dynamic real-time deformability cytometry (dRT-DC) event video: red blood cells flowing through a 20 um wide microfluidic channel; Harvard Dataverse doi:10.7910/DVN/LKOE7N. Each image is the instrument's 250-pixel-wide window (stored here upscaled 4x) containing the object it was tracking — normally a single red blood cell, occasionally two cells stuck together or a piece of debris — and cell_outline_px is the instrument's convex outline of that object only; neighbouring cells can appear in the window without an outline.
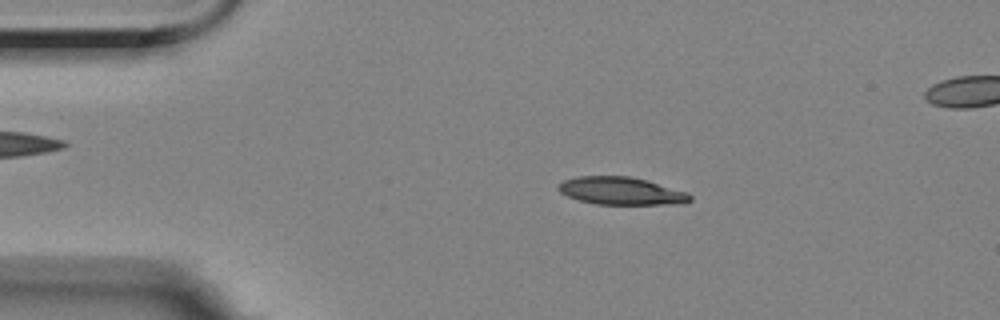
{"species": "Egyptian fruit bat (a non-hibernating species)", "species_latin": "Rousettus aegyptiacus", "temperature_condition": "room temperature", "stored_images_in_passage": 56, "camera_frame_rate_fps": 3000, "um_per_image_px": 0.085, "animal": {"sex": "female"}, "frame": {"image": 1, "passage_image": 10, "time_ms": 3.0, "image_size_px": [1000, 320], "cell_outline_px": [[692, 200], [684, 204], [596, 204], [580, 200], [568, 196], [560, 192], [556, 188], [564, 180], [576, 176], [628, 176], [648, 180], [688, 192], [692, 196]], "centroid_in_image_um": [52.84, 16.23], "position_along_channel_um": 32.2, "area_um2": 21.33}}
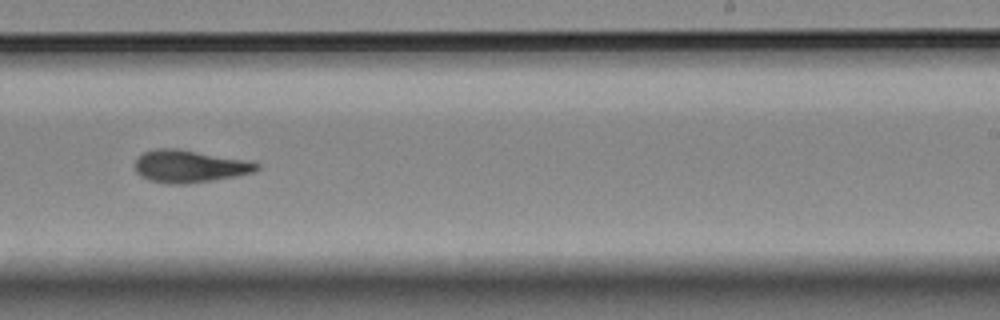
{"frame": {"image": 2, "passage_image": 34, "time_ms": 11.0, "image_size_px": [1000, 320], "cell_outline_px": [[260, 168], [252, 172], [236, 176], [212, 180], [184, 184], [168, 184], [148, 180], [140, 176], [136, 172], [136, 160], [144, 152], [156, 148], [176, 148], [252, 160], [260, 164]], "centroid_in_image_um": [16.14, 14.13], "position_along_channel_um": 272.9, "area_um2": 23.18}}
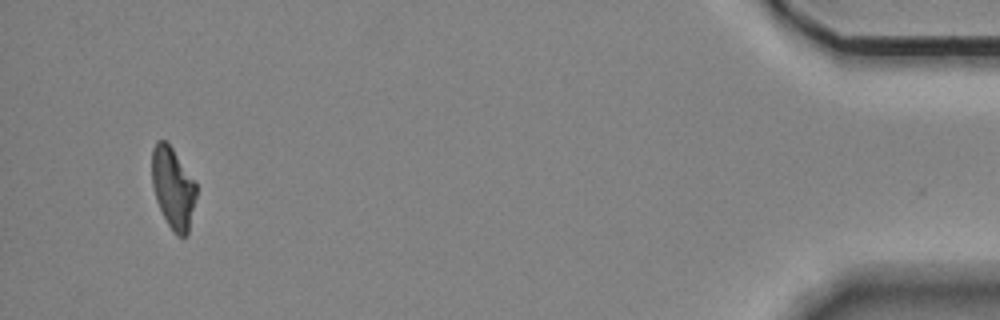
{"frame": {"image": 3, "passage_image": 53, "time_ms": 17.333, "image_size_px": [1000, 320], "cell_outline_px": [[196, 196], [188, 236], [176, 236], [172, 232], [156, 200], [152, 184], [152, 148], [156, 140], [164, 140], [172, 148], [196, 184]], "centroid_in_image_um": [14.7, 16.0], "position_along_channel_um": 420.5, "area_um2": 20.87}, "authors_computed_cell_mechanics": {"area_um2": 21.964, "velocity_mm_per_s": 3.5338, "shape_relaxation_time_tau1_ms": 5.7764, "shape_relaxation_time_tau2_ms": 4.0715, "deformation_change_tau1": 0.1903, "deformation_change_tau2": 0.1008}}